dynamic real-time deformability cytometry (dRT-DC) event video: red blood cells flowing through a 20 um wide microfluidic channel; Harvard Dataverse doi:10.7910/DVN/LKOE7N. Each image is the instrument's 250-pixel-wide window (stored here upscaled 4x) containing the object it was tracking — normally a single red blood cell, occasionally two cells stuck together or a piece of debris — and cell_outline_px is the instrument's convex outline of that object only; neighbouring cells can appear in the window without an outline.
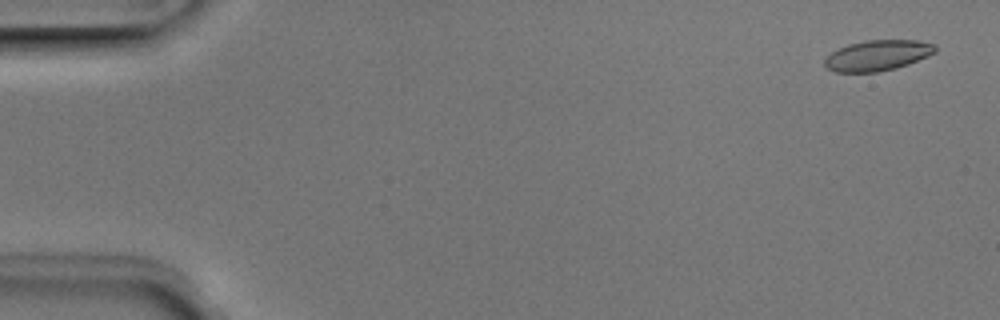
{"species": "Egyptian fruit bat (a non-hibernating species)", "species_latin": "Rousettus aegyptiacus", "temperature_condition": "room temperature", "stored_images_in_passage": 5, "camera_frame_rate_fps": 3000, "um_per_image_px": 0.085, "animal": {"sex": "male"}, "frame": {"image": 1, "passage_image": 1, "time_ms": 0.0, "image_size_px": [1000, 320], "cell_outline_px": [[936, 52], [908, 64], [896, 68], [876, 72], [836, 72], [828, 68], [824, 64], [824, 60], [832, 52], [848, 44], [864, 40], [920, 40], [936, 44]], "centroid_in_image_um": [74.61, 4.7], "position_along_channel_um": 10.4, "area_um2": 19.65}}
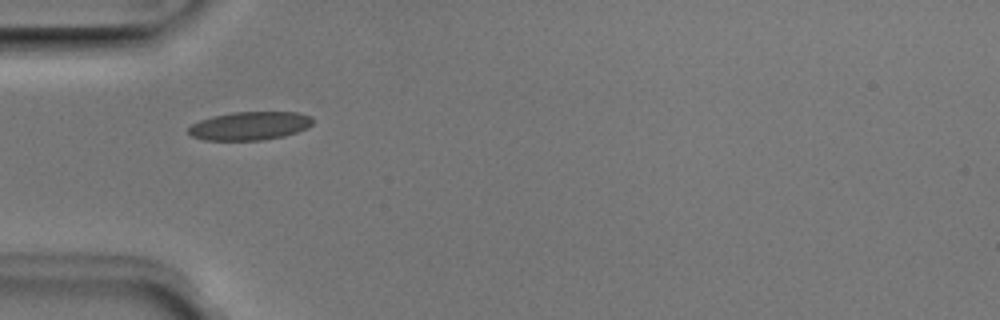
{"frame": {"image": 2, "passage_image": 5, "time_ms": 1.333, "image_size_px": [1000, 320], "cell_outline_px": [[312, 124], [308, 128], [284, 136], [264, 140], [204, 140], [192, 136], [188, 132], [188, 128], [192, 124], [200, 120], [212, 116], [232, 112], [296, 112], [312, 116]], "centroid_in_image_um": [21.23, 10.69], "position_along_channel_um": 63.8, "area_um2": 20.63}}